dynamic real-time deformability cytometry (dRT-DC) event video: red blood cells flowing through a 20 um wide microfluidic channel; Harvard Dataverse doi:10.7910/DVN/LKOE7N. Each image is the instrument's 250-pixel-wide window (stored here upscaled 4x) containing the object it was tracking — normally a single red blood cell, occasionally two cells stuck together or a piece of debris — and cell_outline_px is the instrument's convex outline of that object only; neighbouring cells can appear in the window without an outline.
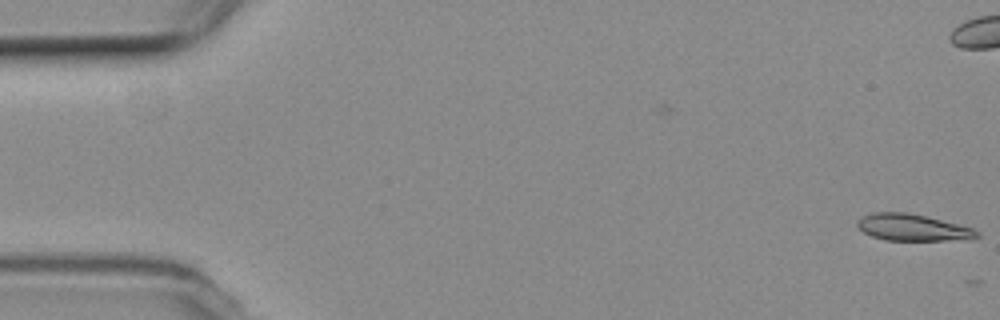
{"species": "common noctule bat (a hibernating species)", "species_latin": "Nyctalus noctula", "temperature_condition": "room temperature", "stored_images_in_passage": 2, "camera_frame_rate_fps": 3000, "um_per_image_px": 0.085, "animal": {"sex": "female", "body_mass_g": 19.3, "forearm_length_mm": 54.1}, "frame": {"image": 1, "passage_image": 2, "time_ms": 1.333, "image_size_px": [1000, 320], "cell_outline_px": [[980, 236], [944, 240], [884, 240], [872, 236], [864, 232], [856, 224], [856, 220], [860, 216], [872, 212], [908, 212], [960, 224], [972, 228], [980, 232]], "centroid_in_image_um": [77.5, 19.31], "position_along_channel_um": 7.5, "area_um2": 18.5}}